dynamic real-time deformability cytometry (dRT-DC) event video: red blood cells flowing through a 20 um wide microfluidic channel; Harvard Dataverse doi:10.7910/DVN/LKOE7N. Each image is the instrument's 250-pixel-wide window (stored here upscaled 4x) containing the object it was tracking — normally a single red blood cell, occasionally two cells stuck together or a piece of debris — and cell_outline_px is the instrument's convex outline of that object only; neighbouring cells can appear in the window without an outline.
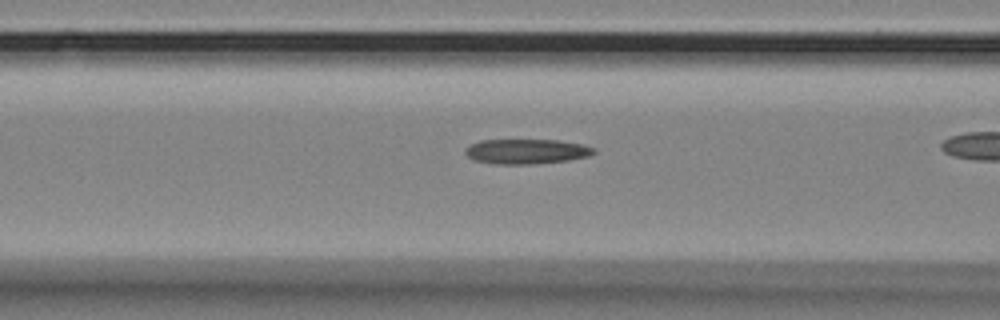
{"species": "Egyptian fruit bat (a non-hibernating species)", "species_latin": "Rousettus aegyptiacus", "temperature_condition": "room temperature", "stored_images_in_passage": 28, "camera_frame_rate_fps": 3000, "um_per_image_px": 0.085, "animal": {"sex": "female"}, "frame": {"image": 1, "passage_image": 8, "time_ms": 2.333, "image_size_px": [1000, 320], "cell_outline_px": [[596, 152], [588, 156], [568, 160], [532, 164], [496, 164], [472, 160], [464, 152], [464, 148], [480, 140], [556, 140], [584, 144], [596, 148]], "centroid_in_image_um": [44.74, 12.87], "position_along_channel_um": 121.9, "area_um2": 18.73}}
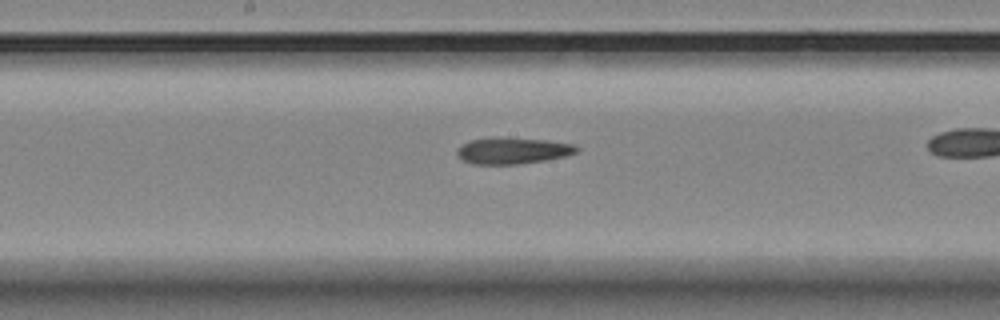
{"frame": {"image": 2, "passage_image": 15, "time_ms": 4.667, "image_size_px": [1000, 320], "cell_outline_px": [[580, 148], [576, 152], [564, 156], [544, 160], [516, 164], [472, 164], [456, 156], [456, 152], [460, 144], [472, 140], [492, 136], [548, 140], [576, 144]], "centroid_in_image_um": [43.55, 12.79], "position_along_channel_um": 204.6, "area_um2": 18.61}}
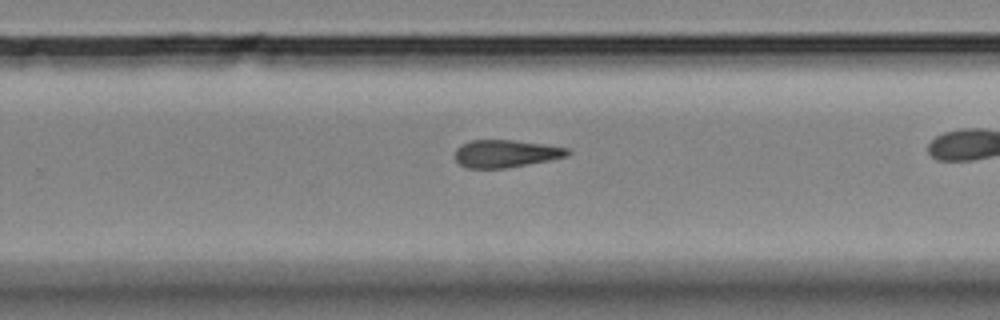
{"frame": {"image": 3, "passage_image": 22, "time_ms": 7.0, "image_size_px": [1000, 320], "cell_outline_px": [[572, 152], [568, 156], [508, 168], [468, 168], [460, 164], [456, 160], [456, 148], [460, 144], [472, 140], [516, 140], [544, 144], [568, 148]], "centroid_in_image_um": [43.0, 13.05], "position_along_channel_um": 286.8, "area_um2": 18.09}}